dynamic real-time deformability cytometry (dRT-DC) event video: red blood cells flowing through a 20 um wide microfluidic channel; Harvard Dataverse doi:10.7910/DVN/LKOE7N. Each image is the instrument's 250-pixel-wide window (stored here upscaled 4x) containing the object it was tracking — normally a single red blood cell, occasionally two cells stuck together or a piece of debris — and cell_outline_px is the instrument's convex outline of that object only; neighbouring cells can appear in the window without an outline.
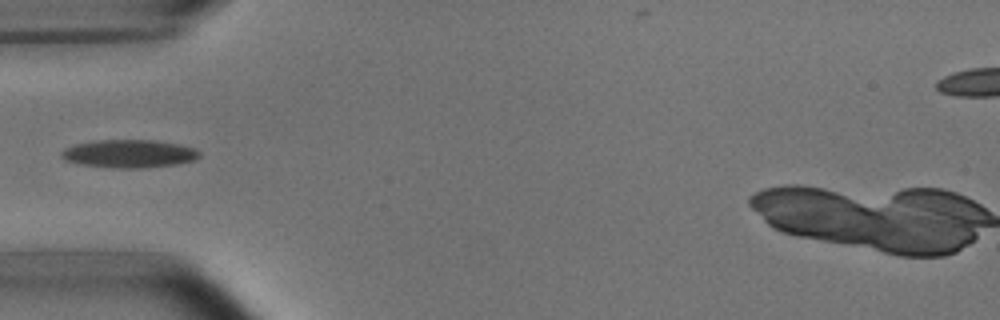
{"species": "common noctule bat (a hibernating species)", "species_latin": "Nyctalus noctula", "temperature_condition": "room temperature", "stored_images_in_passage": 4, "camera_frame_rate_fps": 3000, "um_per_image_px": 0.085, "animal": {"sex": "male", "body_mass_g": 15.6}, "frame": {"image": 1, "passage_image": 3, "time_ms": 2.333, "image_size_px": [1000, 320], "cell_outline_px": [[200, 156], [196, 160], [176, 164], [148, 168], [112, 168], [80, 164], [64, 160], [60, 156], [60, 152], [64, 148], [76, 144], [96, 140], [152, 140], [180, 144], [196, 148], [200, 152]], "centroid_in_image_um": [10.99, 13.07], "position_along_channel_um": 74.0, "area_um2": 22.83}}